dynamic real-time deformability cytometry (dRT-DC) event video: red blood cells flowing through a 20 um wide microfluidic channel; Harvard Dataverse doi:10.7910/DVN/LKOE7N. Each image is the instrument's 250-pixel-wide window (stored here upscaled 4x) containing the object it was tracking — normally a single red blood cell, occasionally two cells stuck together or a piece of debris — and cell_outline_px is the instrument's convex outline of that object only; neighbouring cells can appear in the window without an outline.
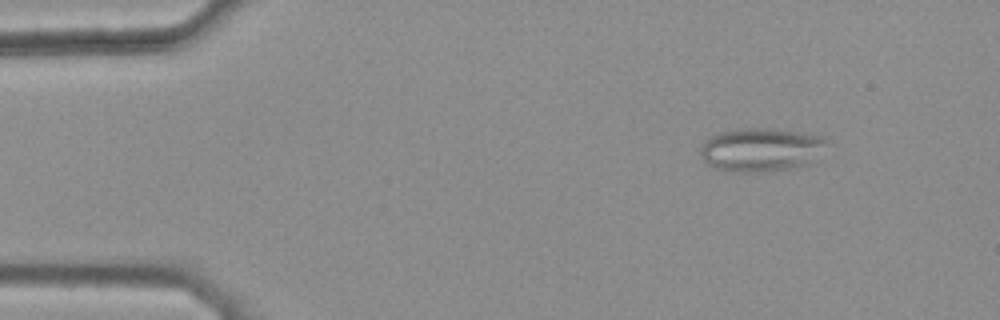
{"species": "common noctule bat (a hibernating species)", "species_latin": "Nyctalus noctula", "temperature_condition": "warm", "stored_images_in_passage": 41, "segment_of_instrument_passage": [1, 2], "camera_frame_rate_fps": 3000, "um_per_image_px": 0.085, "animal": {"sex": "female", "body_mass_g": 25.1}, "frame": {"image": 1, "passage_image": 1, "time_ms": 0.0, "image_size_px": [1000, 320], "cell_outline_px": [[824, 140], [808, 164], [792, 168], [764, 172], [728, 172], [716, 168], [708, 164], [700, 156], [700, 148], [712, 136], [720, 132], [736, 128], [768, 128], [796, 132], [820, 136]], "centroid_in_image_um": [64.55, 12.73], "position_along_channel_um": 20.5, "area_um2": 31.27}}